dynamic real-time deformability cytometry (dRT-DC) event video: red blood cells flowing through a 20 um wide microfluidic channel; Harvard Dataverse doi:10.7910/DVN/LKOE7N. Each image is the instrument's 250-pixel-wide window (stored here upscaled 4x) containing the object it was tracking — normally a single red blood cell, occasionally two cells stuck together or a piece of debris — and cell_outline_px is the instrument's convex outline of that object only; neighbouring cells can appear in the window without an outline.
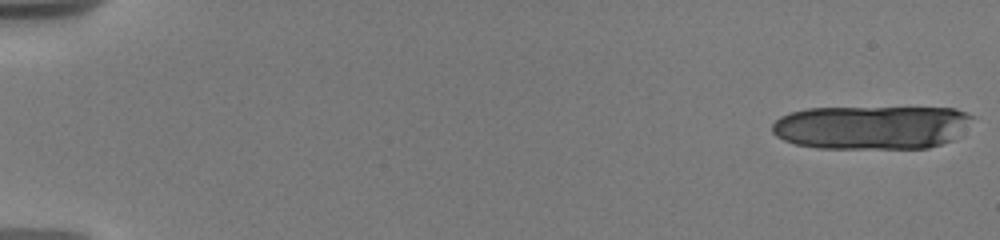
{"species": "human", "species_latin": "Homo sapiens", "temperature_condition": "warm", "stored_images_in_passage": 32, "camera_frame_rate_fps": 3000, "um_per_image_px": 0.085, "donor": {"sex": "male"}, "frame": {"image": 1, "passage_image": 1, "time_ms": 0.0, "image_size_px": [1000, 240], "cell_outline_px": [[972, 116], [952, 140], [928, 148], [820, 148], [796, 144], [784, 140], [776, 136], [772, 132], [772, 124], [780, 116], [792, 112], [808, 108], [956, 108]], "centroid_in_image_um": [74.0, 10.82], "position_along_channel_um": 11.0, "area_um2": 50.46}}